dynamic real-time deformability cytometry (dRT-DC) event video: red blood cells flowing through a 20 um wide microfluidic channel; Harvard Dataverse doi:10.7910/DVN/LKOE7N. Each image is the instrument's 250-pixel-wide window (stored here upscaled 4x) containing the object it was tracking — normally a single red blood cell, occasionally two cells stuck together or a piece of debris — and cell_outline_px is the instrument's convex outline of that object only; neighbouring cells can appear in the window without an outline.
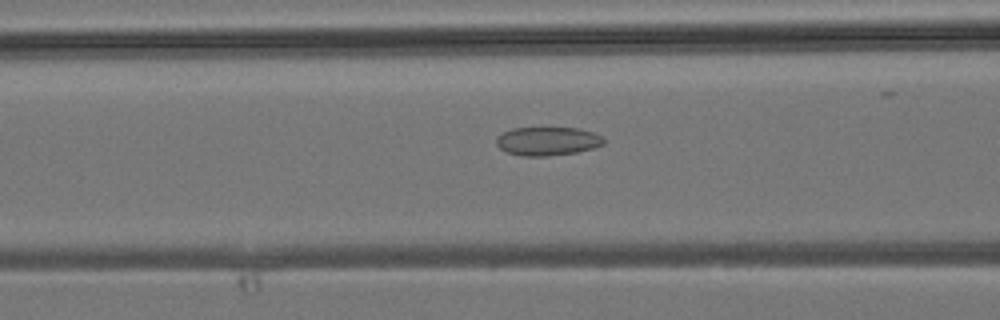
{"species": "common noctule bat (a hibernating species)", "species_latin": "Nyctalus noctula", "temperature_condition": "room temperature", "stored_images_in_passage": 36, "camera_frame_rate_fps": 3000, "um_per_image_px": 0.085, "animal": {"sex": "male", "body_mass_g": 19.2, "forearm_length_mm": 51.8}, "frame": {"image": 1, "passage_image": 9, "time_ms": 2.667, "image_size_px": [1000, 320], "cell_outline_px": [[604, 144], [592, 148], [576, 152], [548, 156], [520, 156], [504, 152], [496, 144], [496, 136], [512, 128], [580, 128], [604, 136]], "centroid_in_image_um": [46.52, 12.0], "position_along_channel_um": 120.1, "area_um2": 18.03}}
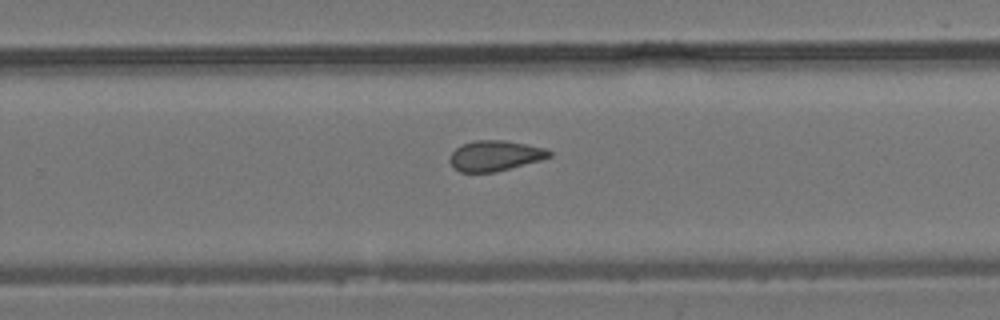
{"frame": {"image": 2, "passage_image": 20, "time_ms": 6.333, "image_size_px": [1000, 320], "cell_outline_px": [[552, 156], [540, 160], [496, 172], [460, 172], [452, 168], [448, 160], [452, 152], [456, 148], [464, 144], [476, 140], [504, 140], [544, 148], [552, 152]], "centroid_in_image_um": [42.04, 13.25], "position_along_channel_um": 287.8, "area_um2": 17.57}}
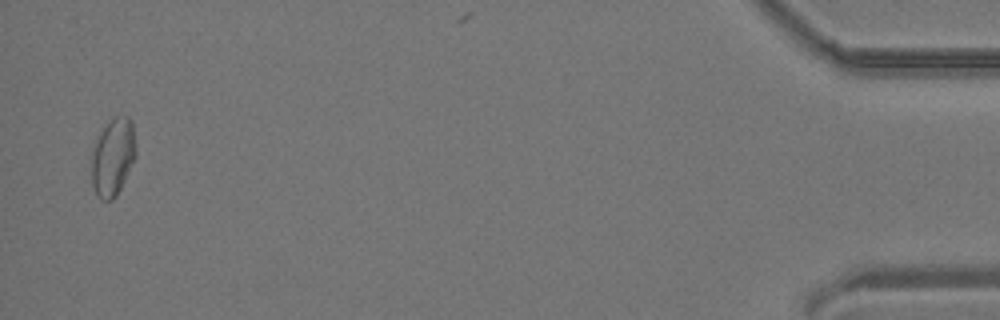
{"frame": {"image": 3, "passage_image": 35, "time_ms": 11.333, "image_size_px": [1000, 320], "cell_outline_px": [[136, 156], [116, 196], [112, 200], [100, 200], [92, 184], [88, 160], [96, 136], [112, 116], [128, 116], [132, 120], [136, 152]], "centroid_in_image_um": [9.54, 13.31], "position_along_channel_um": 425.7, "area_um2": 20.69}}